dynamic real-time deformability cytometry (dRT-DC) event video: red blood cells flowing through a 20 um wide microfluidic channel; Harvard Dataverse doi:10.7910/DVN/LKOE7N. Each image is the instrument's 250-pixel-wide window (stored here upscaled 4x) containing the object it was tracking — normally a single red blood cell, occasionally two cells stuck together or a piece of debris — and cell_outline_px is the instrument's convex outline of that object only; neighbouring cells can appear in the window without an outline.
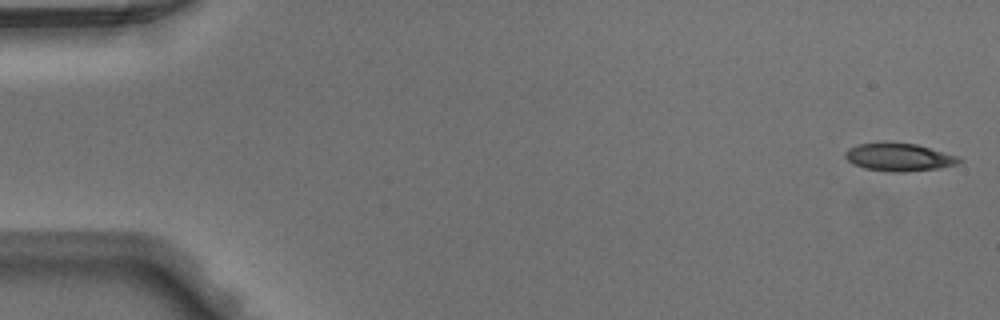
{"species": "Egyptian fruit bat (a non-hibernating species)", "species_latin": "Rousettus aegyptiacus", "temperature_condition": "warm", "stored_images_in_passage": 48, "camera_frame_rate_fps": 3000, "um_per_image_px": 0.085, "animal": {"sex": "male"}, "frame": {"image": 1, "passage_image": 1, "time_ms": 0.0, "image_size_px": [1000, 320], "cell_outline_px": [[964, 160], [956, 164], [940, 168], [904, 172], [892, 172], [864, 168], [852, 164], [844, 156], [844, 152], [848, 148], [860, 144], [916, 144], [956, 156]], "centroid_in_image_um": [76.4, 13.39], "position_along_channel_um": 8.6, "area_um2": 17.98}}
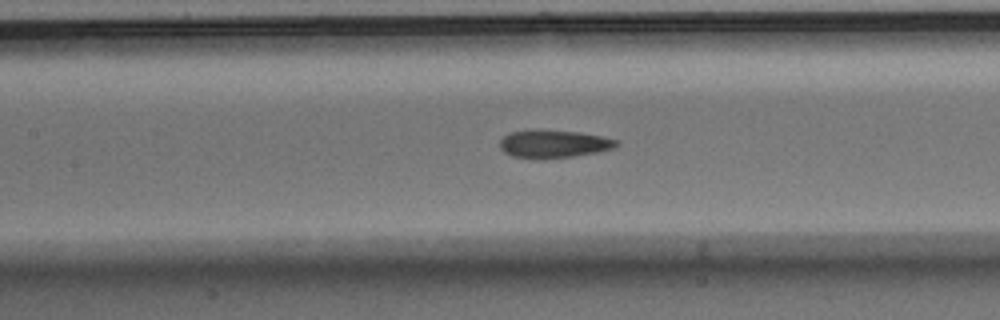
{"frame": {"image": 2, "passage_image": 22, "time_ms": 7.0, "image_size_px": [1000, 320], "cell_outline_px": [[620, 144], [612, 148], [596, 152], [572, 156], [512, 156], [504, 152], [500, 148], [500, 140], [504, 136], [512, 132], [536, 128], [580, 132], [620, 140]], "centroid_in_image_um": [47.08, 12.17], "position_along_channel_um": 160.3, "area_um2": 18.44}}
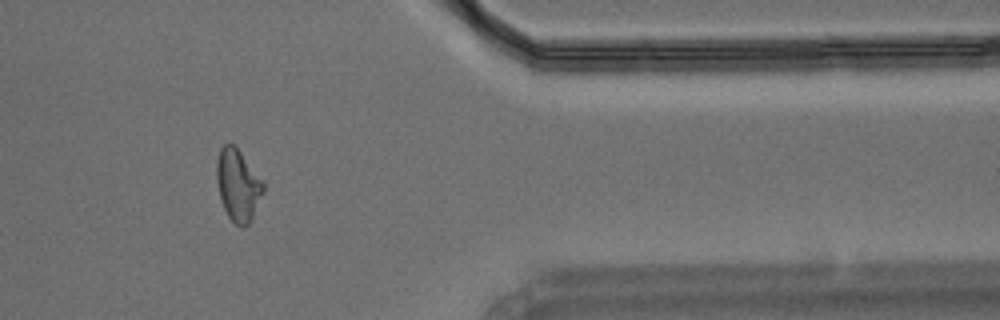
{"frame": {"image": 3, "passage_image": 40, "time_ms": 13.0, "image_size_px": [1000, 320], "cell_outline_px": [[264, 192], [252, 220], [244, 228], [240, 228], [228, 216], [224, 208], [220, 196], [216, 180], [216, 160], [220, 148], [228, 140], [236, 144], [264, 180]], "centroid_in_image_um": [20.25, 15.67], "position_along_channel_um": 391.2, "area_um2": 20.29}}